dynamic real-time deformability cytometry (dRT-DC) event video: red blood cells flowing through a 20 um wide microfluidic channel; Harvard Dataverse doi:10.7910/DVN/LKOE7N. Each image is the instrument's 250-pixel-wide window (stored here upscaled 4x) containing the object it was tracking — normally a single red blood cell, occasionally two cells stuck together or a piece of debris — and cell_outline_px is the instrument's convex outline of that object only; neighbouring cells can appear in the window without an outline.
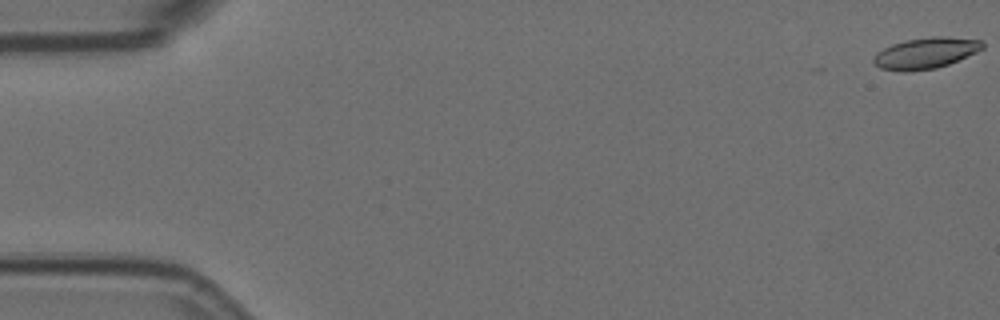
{"species": "Egyptian fruit bat (a non-hibernating species)", "species_latin": "Rousettus aegyptiacus", "temperature_condition": "room temperature", "stored_images_in_passage": 6, "camera_frame_rate_fps": 3000, "um_per_image_px": 0.085, "animal": {"sex": "female"}, "frame": {"image": 1, "passage_image": 1, "time_ms": 0.0, "image_size_px": [1000, 320], "cell_outline_px": [[984, 48], [976, 52], [948, 64], [936, 68], [908, 72], [904, 72], [880, 68], [872, 60], [876, 52], [892, 44], [908, 40], [932, 36], [944, 36], [984, 40]], "centroid_in_image_um": [78.69, 4.51], "position_along_channel_um": 6.3, "area_um2": 19.71}}
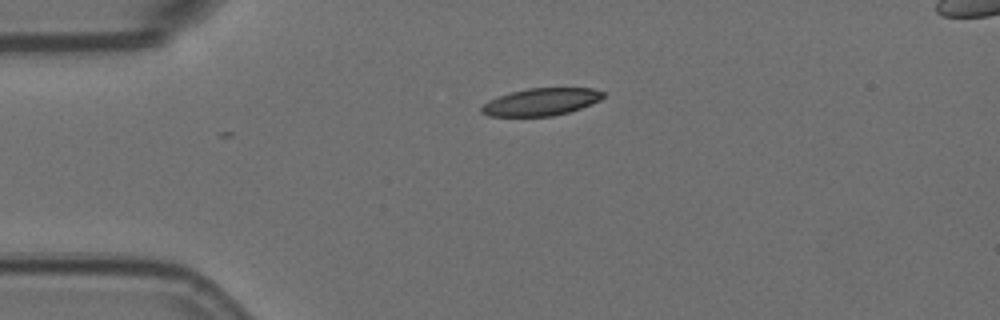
{"frame": {"image": 2, "passage_image": 4, "time_ms": 1.0, "image_size_px": [1000, 320], "cell_outline_px": [[604, 96], [600, 100], [580, 108], [568, 112], [552, 116], [488, 116], [480, 112], [480, 108], [488, 100], [512, 92], [528, 88], [592, 88], [604, 92]], "centroid_in_image_um": [45.98, 8.66], "position_along_channel_um": 39.0, "area_um2": 19.25}}
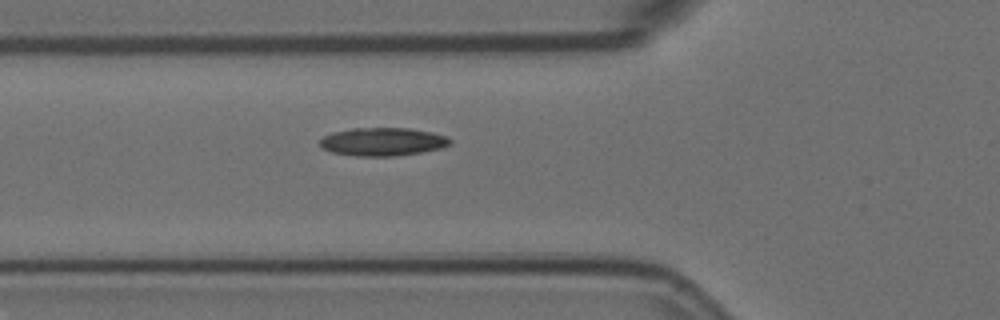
{"frame": {"image": 3, "passage_image": 6, "time_ms": 1.667, "image_size_px": [1000, 320], "cell_outline_px": [[452, 144], [440, 148], [420, 152], [396, 156], [356, 156], [332, 152], [324, 148], [320, 144], [320, 140], [324, 136], [332, 132], [352, 128], [408, 128], [432, 132], [448, 136], [452, 140]], "centroid_in_image_um": [32.56, 12.04], "position_along_channel_um": 93.2, "area_um2": 21.39}}